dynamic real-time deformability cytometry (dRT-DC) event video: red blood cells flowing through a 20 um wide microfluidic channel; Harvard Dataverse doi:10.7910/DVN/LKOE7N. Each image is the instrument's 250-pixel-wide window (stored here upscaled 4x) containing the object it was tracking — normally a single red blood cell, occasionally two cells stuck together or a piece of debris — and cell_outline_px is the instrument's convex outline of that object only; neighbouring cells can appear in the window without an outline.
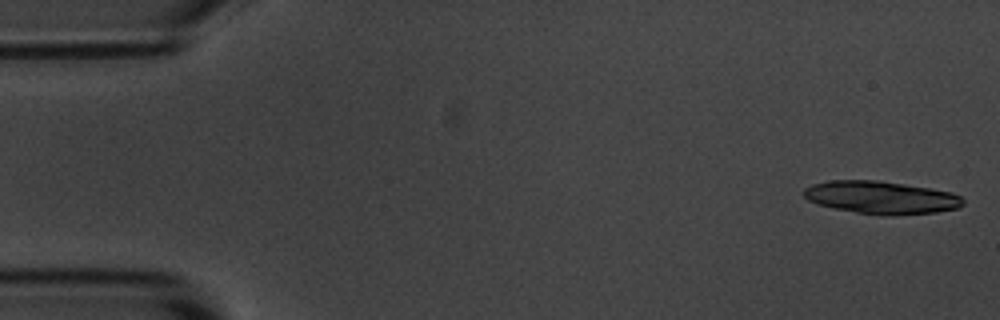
{"species": "common noctule bat (a hibernating species)", "species_latin": "Nyctalus noctula", "temperature_condition": "room temperature", "stored_images_in_passage": 25, "camera_frame_rate_fps": 3000, "um_per_image_px": 0.085, "animal": {"sex": "male", "body_mass_g": 20.1, "forearm_length_mm": 53.5}, "frame": {"image": 1, "passage_image": 1, "time_ms": 0.0, "image_size_px": [1000, 320], "cell_outline_px": [[964, 204], [960, 208], [936, 212], [892, 216], [884, 216], [856, 212], [836, 208], [820, 204], [808, 200], [804, 196], [804, 188], [812, 184], [828, 180], [876, 180], [904, 184], [952, 192], [960, 196], [964, 200]], "centroid_in_image_um": [74.93, 16.79], "position_along_channel_um": 10.1, "area_um2": 30.4}}
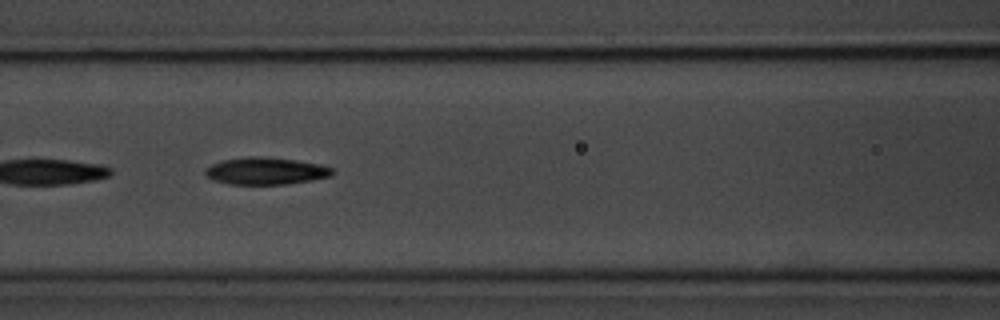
{"frame": {"image": 2, "passage_image": 23, "time_ms": 7.333, "image_size_px": [1000, 320], "cell_outline_px": [[336, 172], [332, 176], [312, 180], [288, 184], [228, 184], [212, 180], [204, 172], [212, 164], [224, 160], [248, 156], [260, 156], [296, 160], [320, 164], [332, 168]], "centroid_in_image_um": [22.64, 14.53], "position_along_channel_um": 144.0, "area_um2": 20.11}}